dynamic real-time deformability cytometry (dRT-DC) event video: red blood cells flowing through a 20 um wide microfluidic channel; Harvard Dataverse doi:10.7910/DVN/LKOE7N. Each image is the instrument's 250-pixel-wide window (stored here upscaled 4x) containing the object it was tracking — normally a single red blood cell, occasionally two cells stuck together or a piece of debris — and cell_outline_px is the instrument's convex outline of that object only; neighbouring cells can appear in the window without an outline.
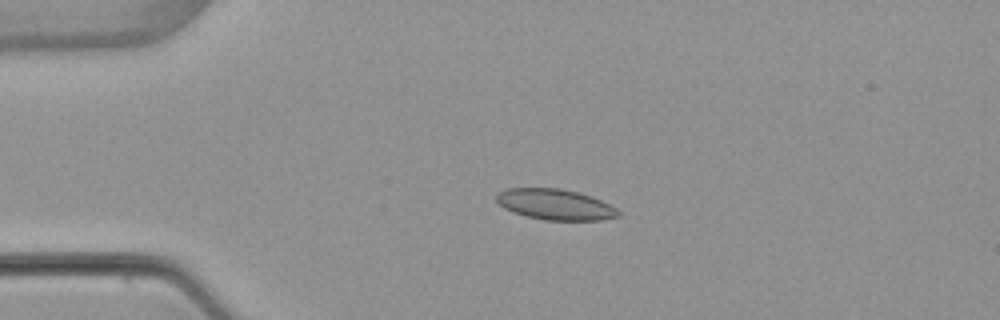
{"species": "common noctule bat (a hibernating species)", "species_latin": "Nyctalus noctula", "temperature_condition": "warm", "stored_images_in_passage": 5, "camera_frame_rate_fps": 3000, "um_per_image_px": 0.085, "animal": {"sex": "female", "body_mass_g": 22.7, "forearm_length_mm": 54.2}, "frame": {"image": 1, "passage_image": 4, "time_ms": 3.667, "image_size_px": [1000, 320], "cell_outline_px": [[620, 216], [600, 220], [544, 220], [524, 216], [512, 212], [504, 208], [496, 200], [496, 196], [500, 192], [508, 188], [560, 188], [580, 192], [592, 196], [616, 208], [620, 212]], "centroid_in_image_um": [47.2, 17.38], "position_along_channel_um": 37.8, "area_um2": 21.91}}